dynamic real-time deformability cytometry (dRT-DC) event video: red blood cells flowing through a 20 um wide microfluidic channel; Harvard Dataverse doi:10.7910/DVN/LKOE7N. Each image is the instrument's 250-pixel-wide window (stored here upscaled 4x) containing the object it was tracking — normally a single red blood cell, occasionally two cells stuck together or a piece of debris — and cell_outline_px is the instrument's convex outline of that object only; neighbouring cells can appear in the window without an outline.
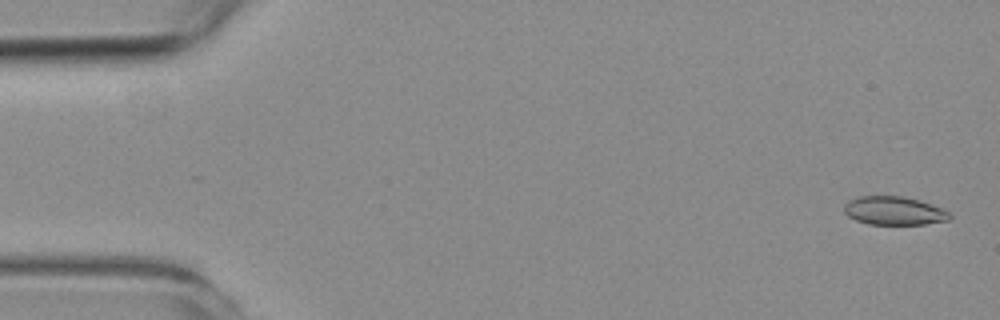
{"species": "common noctule bat (a hibernating species)", "species_latin": "Nyctalus noctula", "temperature_condition": "room temperature", "stored_images_in_passage": 55, "camera_frame_rate_fps": 3000, "um_per_image_px": 0.085, "animal": {"sex": "female", "body_mass_g": 19.3, "forearm_length_mm": 54.1}, "frame": {"image": 1, "passage_image": 2, "time_ms": 0.333, "image_size_px": [1000, 320], "cell_outline_px": [[952, 216], [948, 220], [924, 224], [868, 224], [856, 220], [848, 216], [844, 212], [844, 204], [848, 200], [860, 196], [900, 196], [920, 200], [944, 208]], "centroid_in_image_um": [75.99, 17.91], "position_along_channel_um": 9.0, "area_um2": 17.57}}
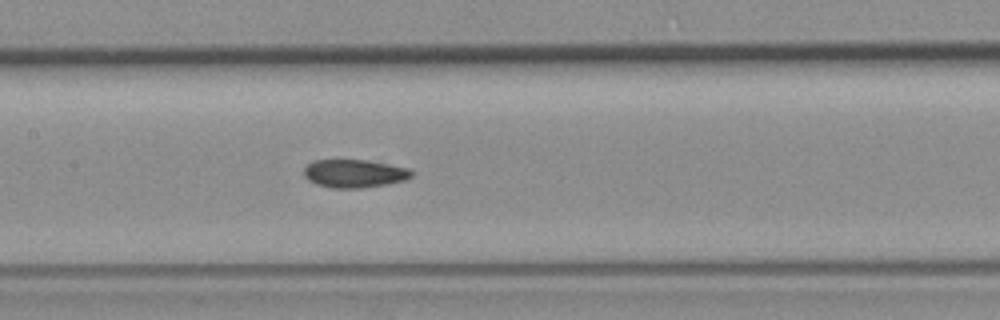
{"frame": {"image": 2, "passage_image": 26, "time_ms": 8.333, "image_size_px": [1000, 320], "cell_outline_px": [[412, 176], [404, 180], [384, 184], [360, 188], [332, 188], [316, 184], [308, 180], [304, 176], [304, 168], [312, 160], [368, 160], [408, 168], [412, 172]], "centroid_in_image_um": [30.07, 14.74], "position_along_channel_um": 177.3, "area_um2": 17.51}}
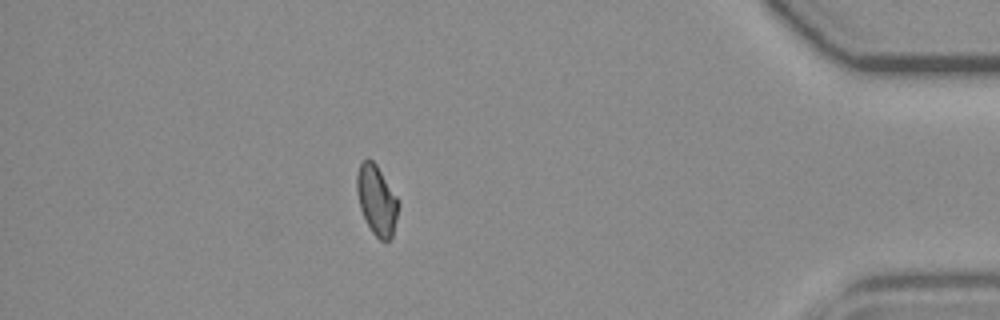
{"frame": {"image": 3, "passage_image": 48, "time_ms": 15.667, "image_size_px": [1000, 320], "cell_outline_px": [[400, 204], [392, 236], [388, 240], [380, 240], [372, 232], [360, 208], [356, 192], [356, 172], [360, 164], [364, 160], [372, 160], [376, 164], [396, 196]], "centroid_in_image_um": [32.01, 17.0], "position_along_channel_um": 403.2, "area_um2": 16.7}, "authors_computed_cell_mechanics": {"area_um2": 17.6868, "velocity_mm_per_s": 3.7511, "shape_relaxation_time_tau1_ms": 6.046, "shape_relaxation_time_tau2_ms": null, "deformation_change_tau1": 0.1235, "deformation_change_tau2": null}}